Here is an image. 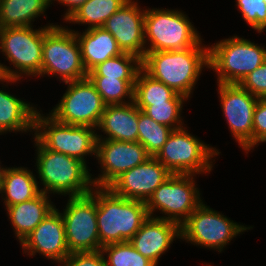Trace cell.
<instances>
[{
    "instance_id": "1",
    "label": "cell",
    "mask_w": 266,
    "mask_h": 266,
    "mask_svg": "<svg viewBox=\"0 0 266 266\" xmlns=\"http://www.w3.org/2000/svg\"><path fill=\"white\" fill-rule=\"evenodd\" d=\"M209 68V47L200 41L181 50L145 52L142 69L188 100L202 68Z\"/></svg>"
},
{
    "instance_id": "2",
    "label": "cell",
    "mask_w": 266,
    "mask_h": 266,
    "mask_svg": "<svg viewBox=\"0 0 266 266\" xmlns=\"http://www.w3.org/2000/svg\"><path fill=\"white\" fill-rule=\"evenodd\" d=\"M37 146V173L44 188H39L46 194L55 193L79 197L92 191V174L87 164L66 154L45 148L35 137Z\"/></svg>"
},
{
    "instance_id": "3",
    "label": "cell",
    "mask_w": 266,
    "mask_h": 266,
    "mask_svg": "<svg viewBox=\"0 0 266 266\" xmlns=\"http://www.w3.org/2000/svg\"><path fill=\"white\" fill-rule=\"evenodd\" d=\"M149 217L146 202L116 195L108 187H97V226L101 248L129 241Z\"/></svg>"
},
{
    "instance_id": "4",
    "label": "cell",
    "mask_w": 266,
    "mask_h": 266,
    "mask_svg": "<svg viewBox=\"0 0 266 266\" xmlns=\"http://www.w3.org/2000/svg\"><path fill=\"white\" fill-rule=\"evenodd\" d=\"M44 27L32 26L0 28V51L14 69L0 63V76L19 79L41 74ZM23 74V75H22Z\"/></svg>"
},
{
    "instance_id": "5",
    "label": "cell",
    "mask_w": 266,
    "mask_h": 266,
    "mask_svg": "<svg viewBox=\"0 0 266 266\" xmlns=\"http://www.w3.org/2000/svg\"><path fill=\"white\" fill-rule=\"evenodd\" d=\"M59 76L61 82H72L87 77L80 44L74 30L62 25L44 26L41 74Z\"/></svg>"
},
{
    "instance_id": "6",
    "label": "cell",
    "mask_w": 266,
    "mask_h": 266,
    "mask_svg": "<svg viewBox=\"0 0 266 266\" xmlns=\"http://www.w3.org/2000/svg\"><path fill=\"white\" fill-rule=\"evenodd\" d=\"M144 32L145 52L191 48L203 40L187 15L175 9H146Z\"/></svg>"
},
{
    "instance_id": "7",
    "label": "cell",
    "mask_w": 266,
    "mask_h": 266,
    "mask_svg": "<svg viewBox=\"0 0 266 266\" xmlns=\"http://www.w3.org/2000/svg\"><path fill=\"white\" fill-rule=\"evenodd\" d=\"M265 61V46L237 35L209 47V68L216 72L217 83L240 84Z\"/></svg>"
},
{
    "instance_id": "8",
    "label": "cell",
    "mask_w": 266,
    "mask_h": 266,
    "mask_svg": "<svg viewBox=\"0 0 266 266\" xmlns=\"http://www.w3.org/2000/svg\"><path fill=\"white\" fill-rule=\"evenodd\" d=\"M220 153L181 127L171 132L155 158L172 174L196 175L210 172L212 158Z\"/></svg>"
},
{
    "instance_id": "9",
    "label": "cell",
    "mask_w": 266,
    "mask_h": 266,
    "mask_svg": "<svg viewBox=\"0 0 266 266\" xmlns=\"http://www.w3.org/2000/svg\"><path fill=\"white\" fill-rule=\"evenodd\" d=\"M38 111L35 115L33 136L45 148L74 157L85 164V156L94 154L96 157L95 128L61 123L50 114L44 116Z\"/></svg>"
},
{
    "instance_id": "10",
    "label": "cell",
    "mask_w": 266,
    "mask_h": 266,
    "mask_svg": "<svg viewBox=\"0 0 266 266\" xmlns=\"http://www.w3.org/2000/svg\"><path fill=\"white\" fill-rule=\"evenodd\" d=\"M193 176L196 175H170L146 202L148 215L154 217L153 212L159 210L165 216L156 218L172 221L181 226L203 202Z\"/></svg>"
},
{
    "instance_id": "11",
    "label": "cell",
    "mask_w": 266,
    "mask_h": 266,
    "mask_svg": "<svg viewBox=\"0 0 266 266\" xmlns=\"http://www.w3.org/2000/svg\"><path fill=\"white\" fill-rule=\"evenodd\" d=\"M250 228L252 226L238 224L202 202L181 225V239L221 253L234 237Z\"/></svg>"
},
{
    "instance_id": "12",
    "label": "cell",
    "mask_w": 266,
    "mask_h": 266,
    "mask_svg": "<svg viewBox=\"0 0 266 266\" xmlns=\"http://www.w3.org/2000/svg\"><path fill=\"white\" fill-rule=\"evenodd\" d=\"M61 216L71 252L101 250L97 226V187L84 196L69 197Z\"/></svg>"
},
{
    "instance_id": "13",
    "label": "cell",
    "mask_w": 266,
    "mask_h": 266,
    "mask_svg": "<svg viewBox=\"0 0 266 266\" xmlns=\"http://www.w3.org/2000/svg\"><path fill=\"white\" fill-rule=\"evenodd\" d=\"M49 114L57 121L97 129L106 104L88 77L72 82Z\"/></svg>"
},
{
    "instance_id": "14",
    "label": "cell",
    "mask_w": 266,
    "mask_h": 266,
    "mask_svg": "<svg viewBox=\"0 0 266 266\" xmlns=\"http://www.w3.org/2000/svg\"><path fill=\"white\" fill-rule=\"evenodd\" d=\"M218 91L231 134L248 154L252 149L253 113L258 98L240 84L218 83Z\"/></svg>"
},
{
    "instance_id": "15",
    "label": "cell",
    "mask_w": 266,
    "mask_h": 266,
    "mask_svg": "<svg viewBox=\"0 0 266 266\" xmlns=\"http://www.w3.org/2000/svg\"><path fill=\"white\" fill-rule=\"evenodd\" d=\"M96 158L101 173L92 178L94 187H109L123 173L144 163L150 155L139 142L97 139Z\"/></svg>"
},
{
    "instance_id": "16",
    "label": "cell",
    "mask_w": 266,
    "mask_h": 266,
    "mask_svg": "<svg viewBox=\"0 0 266 266\" xmlns=\"http://www.w3.org/2000/svg\"><path fill=\"white\" fill-rule=\"evenodd\" d=\"M145 11L137 1L129 0L112 14L103 25L117 41L122 52L130 53L143 59L145 56Z\"/></svg>"
},
{
    "instance_id": "17",
    "label": "cell",
    "mask_w": 266,
    "mask_h": 266,
    "mask_svg": "<svg viewBox=\"0 0 266 266\" xmlns=\"http://www.w3.org/2000/svg\"><path fill=\"white\" fill-rule=\"evenodd\" d=\"M172 173L155 157L133 167L118 177L108 188L116 195L147 202L154 191Z\"/></svg>"
},
{
    "instance_id": "18",
    "label": "cell",
    "mask_w": 266,
    "mask_h": 266,
    "mask_svg": "<svg viewBox=\"0 0 266 266\" xmlns=\"http://www.w3.org/2000/svg\"><path fill=\"white\" fill-rule=\"evenodd\" d=\"M23 253L43 255L48 260L62 263L70 254L67 247L65 225L58 209L51 211L22 241Z\"/></svg>"
},
{
    "instance_id": "19",
    "label": "cell",
    "mask_w": 266,
    "mask_h": 266,
    "mask_svg": "<svg viewBox=\"0 0 266 266\" xmlns=\"http://www.w3.org/2000/svg\"><path fill=\"white\" fill-rule=\"evenodd\" d=\"M175 238L181 239V226L175 222L149 216L129 240L130 244L156 266Z\"/></svg>"
},
{
    "instance_id": "20",
    "label": "cell",
    "mask_w": 266,
    "mask_h": 266,
    "mask_svg": "<svg viewBox=\"0 0 266 266\" xmlns=\"http://www.w3.org/2000/svg\"><path fill=\"white\" fill-rule=\"evenodd\" d=\"M97 128L106 134H97V139L137 142L138 107L134 102L106 105Z\"/></svg>"
},
{
    "instance_id": "21",
    "label": "cell",
    "mask_w": 266,
    "mask_h": 266,
    "mask_svg": "<svg viewBox=\"0 0 266 266\" xmlns=\"http://www.w3.org/2000/svg\"><path fill=\"white\" fill-rule=\"evenodd\" d=\"M0 81L15 83L19 79L0 76ZM37 108L4 90H0V135L6 132L34 131Z\"/></svg>"
},
{
    "instance_id": "22",
    "label": "cell",
    "mask_w": 266,
    "mask_h": 266,
    "mask_svg": "<svg viewBox=\"0 0 266 266\" xmlns=\"http://www.w3.org/2000/svg\"><path fill=\"white\" fill-rule=\"evenodd\" d=\"M49 196L40 192L31 200L5 208L20 244L56 208Z\"/></svg>"
},
{
    "instance_id": "23",
    "label": "cell",
    "mask_w": 266,
    "mask_h": 266,
    "mask_svg": "<svg viewBox=\"0 0 266 266\" xmlns=\"http://www.w3.org/2000/svg\"><path fill=\"white\" fill-rule=\"evenodd\" d=\"M74 32L80 44L82 62L87 73L107 59L123 53L115 38L103 27L86 29L83 33L75 30Z\"/></svg>"
},
{
    "instance_id": "24",
    "label": "cell",
    "mask_w": 266,
    "mask_h": 266,
    "mask_svg": "<svg viewBox=\"0 0 266 266\" xmlns=\"http://www.w3.org/2000/svg\"><path fill=\"white\" fill-rule=\"evenodd\" d=\"M32 172L24 167L3 169L0 194L4 196L1 197L6 207L31 200L41 192L36 175Z\"/></svg>"
},
{
    "instance_id": "25",
    "label": "cell",
    "mask_w": 266,
    "mask_h": 266,
    "mask_svg": "<svg viewBox=\"0 0 266 266\" xmlns=\"http://www.w3.org/2000/svg\"><path fill=\"white\" fill-rule=\"evenodd\" d=\"M49 6L50 0H0V28L32 26Z\"/></svg>"
},
{
    "instance_id": "26",
    "label": "cell",
    "mask_w": 266,
    "mask_h": 266,
    "mask_svg": "<svg viewBox=\"0 0 266 266\" xmlns=\"http://www.w3.org/2000/svg\"><path fill=\"white\" fill-rule=\"evenodd\" d=\"M186 99L164 83L153 79L143 69L138 72L133 92V102L136 106H150L152 103L166 101H187Z\"/></svg>"
},
{
    "instance_id": "27",
    "label": "cell",
    "mask_w": 266,
    "mask_h": 266,
    "mask_svg": "<svg viewBox=\"0 0 266 266\" xmlns=\"http://www.w3.org/2000/svg\"><path fill=\"white\" fill-rule=\"evenodd\" d=\"M129 0H87L65 21L88 24L87 29L103 27L106 20Z\"/></svg>"
},
{
    "instance_id": "28",
    "label": "cell",
    "mask_w": 266,
    "mask_h": 266,
    "mask_svg": "<svg viewBox=\"0 0 266 266\" xmlns=\"http://www.w3.org/2000/svg\"><path fill=\"white\" fill-rule=\"evenodd\" d=\"M142 69V59L130 53L107 59L95 66L87 76H106L122 80H136L138 72Z\"/></svg>"
},
{
    "instance_id": "29",
    "label": "cell",
    "mask_w": 266,
    "mask_h": 266,
    "mask_svg": "<svg viewBox=\"0 0 266 266\" xmlns=\"http://www.w3.org/2000/svg\"><path fill=\"white\" fill-rule=\"evenodd\" d=\"M173 129L157 123L138 108V138L150 156L155 157L162 149Z\"/></svg>"
},
{
    "instance_id": "30",
    "label": "cell",
    "mask_w": 266,
    "mask_h": 266,
    "mask_svg": "<svg viewBox=\"0 0 266 266\" xmlns=\"http://www.w3.org/2000/svg\"><path fill=\"white\" fill-rule=\"evenodd\" d=\"M87 77L94 84L106 105L133 102L134 84L136 80L107 78L106 76ZM125 98H127L128 101H126Z\"/></svg>"
},
{
    "instance_id": "31",
    "label": "cell",
    "mask_w": 266,
    "mask_h": 266,
    "mask_svg": "<svg viewBox=\"0 0 266 266\" xmlns=\"http://www.w3.org/2000/svg\"><path fill=\"white\" fill-rule=\"evenodd\" d=\"M100 251L104 256L106 266H156L140 254L129 241L105 245Z\"/></svg>"
},
{
    "instance_id": "32",
    "label": "cell",
    "mask_w": 266,
    "mask_h": 266,
    "mask_svg": "<svg viewBox=\"0 0 266 266\" xmlns=\"http://www.w3.org/2000/svg\"><path fill=\"white\" fill-rule=\"evenodd\" d=\"M185 101H166L165 103H152L150 106H137L157 123L179 129L183 127L181 112Z\"/></svg>"
},
{
    "instance_id": "33",
    "label": "cell",
    "mask_w": 266,
    "mask_h": 266,
    "mask_svg": "<svg viewBox=\"0 0 266 266\" xmlns=\"http://www.w3.org/2000/svg\"><path fill=\"white\" fill-rule=\"evenodd\" d=\"M236 6L245 22L258 33L266 29V4L264 0H236Z\"/></svg>"
},
{
    "instance_id": "34",
    "label": "cell",
    "mask_w": 266,
    "mask_h": 266,
    "mask_svg": "<svg viewBox=\"0 0 266 266\" xmlns=\"http://www.w3.org/2000/svg\"><path fill=\"white\" fill-rule=\"evenodd\" d=\"M240 85L258 99L266 98V61L247 74Z\"/></svg>"
},
{
    "instance_id": "35",
    "label": "cell",
    "mask_w": 266,
    "mask_h": 266,
    "mask_svg": "<svg viewBox=\"0 0 266 266\" xmlns=\"http://www.w3.org/2000/svg\"><path fill=\"white\" fill-rule=\"evenodd\" d=\"M266 142V98L258 99L253 113L252 149Z\"/></svg>"
},
{
    "instance_id": "36",
    "label": "cell",
    "mask_w": 266,
    "mask_h": 266,
    "mask_svg": "<svg viewBox=\"0 0 266 266\" xmlns=\"http://www.w3.org/2000/svg\"><path fill=\"white\" fill-rule=\"evenodd\" d=\"M60 266H106L104 256L100 250L71 252Z\"/></svg>"
},
{
    "instance_id": "37",
    "label": "cell",
    "mask_w": 266,
    "mask_h": 266,
    "mask_svg": "<svg viewBox=\"0 0 266 266\" xmlns=\"http://www.w3.org/2000/svg\"><path fill=\"white\" fill-rule=\"evenodd\" d=\"M55 0H50V4H52ZM63 4L64 6H67L66 13H64V19L66 20L77 8H79L81 5H83L87 0H56Z\"/></svg>"
},
{
    "instance_id": "38",
    "label": "cell",
    "mask_w": 266,
    "mask_h": 266,
    "mask_svg": "<svg viewBox=\"0 0 266 266\" xmlns=\"http://www.w3.org/2000/svg\"><path fill=\"white\" fill-rule=\"evenodd\" d=\"M1 166V165H0ZM3 169L2 166L0 167V183H1V179H2V172H3Z\"/></svg>"
}]
</instances>
